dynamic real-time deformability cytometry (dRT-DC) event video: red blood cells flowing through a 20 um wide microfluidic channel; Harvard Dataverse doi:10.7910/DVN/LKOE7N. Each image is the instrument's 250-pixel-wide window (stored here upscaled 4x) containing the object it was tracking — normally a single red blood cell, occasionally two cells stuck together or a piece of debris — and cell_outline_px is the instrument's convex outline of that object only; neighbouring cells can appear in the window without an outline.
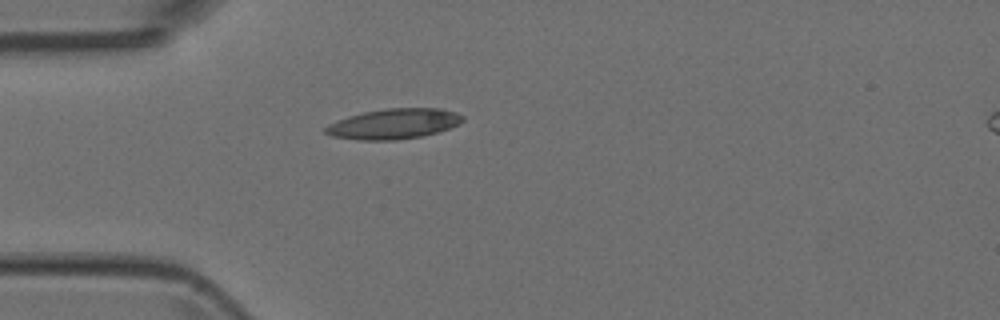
{"species": "Egyptian fruit bat (a non-hibernating species)", "species_latin": "Rousettus aegyptiacus", "temperature_condition": "room temperature", "stored_images_in_passage": 4, "camera_frame_rate_fps": 3000, "um_per_image_px": 0.085, "animal": {"sex": "female"}, "frame": {"image": 1, "passage_image": 4, "time_ms": 1.0, "image_size_px": [1000, 320], "cell_outline_px": [[464, 120], [448, 128], [436, 132], [420, 136], [396, 140], [360, 140], [332, 136], [324, 132], [324, 128], [328, 124], [348, 116], [364, 112], [388, 108], [440, 108], [456, 112], [464, 116]], "centroid_in_image_um": [33.45, 10.52], "position_along_channel_um": 51.5, "area_um2": 23.99}}